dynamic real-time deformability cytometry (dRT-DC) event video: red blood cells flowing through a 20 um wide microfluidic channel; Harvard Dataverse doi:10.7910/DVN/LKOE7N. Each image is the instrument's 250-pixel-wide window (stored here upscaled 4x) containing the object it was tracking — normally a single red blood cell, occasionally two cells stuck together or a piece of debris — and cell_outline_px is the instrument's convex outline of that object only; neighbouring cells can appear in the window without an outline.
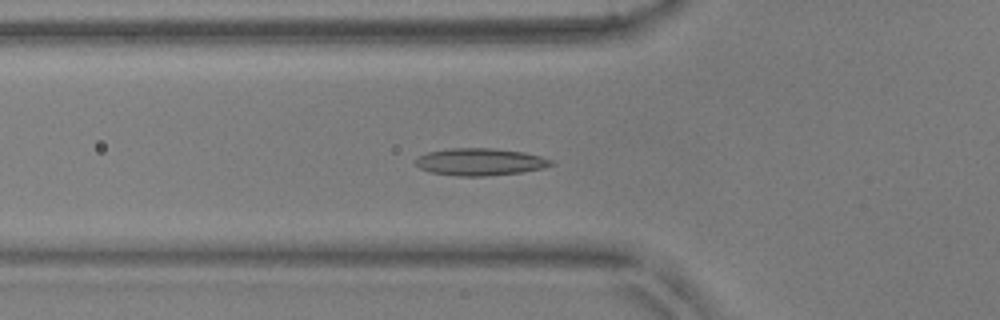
{"species": "common noctule bat (a hibernating species)", "species_latin": "Nyctalus noctula", "temperature_condition": "warm", "stored_images_in_passage": 53, "camera_frame_rate_fps": 3000, "um_per_image_px": 0.085, "animal": {"sex": "male", "body_mass_g": 17.9, "forearm_length_mm": 54.2}, "frame": {"image": 1, "passage_image": 19, "time_ms": 6.0, "image_size_px": [1000, 320], "cell_outline_px": [[556, 164], [544, 168], [520, 172], [484, 176], [456, 176], [432, 172], [420, 168], [412, 160], [416, 156], [428, 152], [452, 148], [492, 148], [524, 152], [540, 156], [552, 160]], "centroid_in_image_um": [40.79, 13.75], "position_along_channel_um": 85.0, "area_um2": 21.56}}
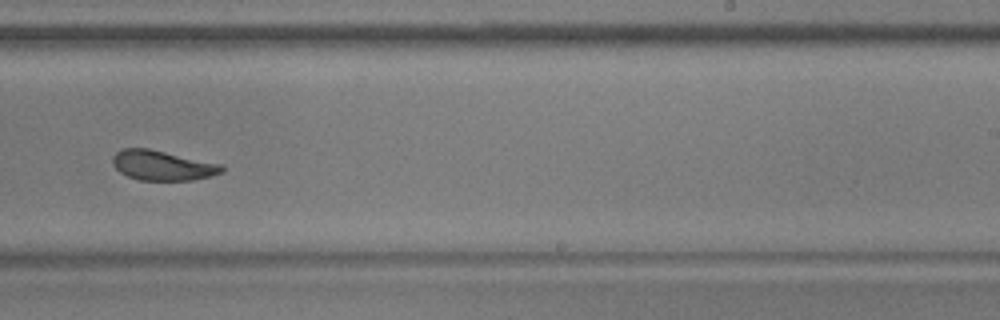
{"frame": {"image": 2, "passage_image": 34, "time_ms": 11.0, "image_size_px": [1000, 320], "cell_outline_px": [[224, 172], [212, 176], [192, 180], [140, 180], [128, 176], [120, 172], [112, 164], [112, 156], [116, 152], [124, 148], [148, 148], [224, 164]], "centroid_in_image_um": [13.84, 14.06], "position_along_channel_um": 275.2, "area_um2": 19.19}}
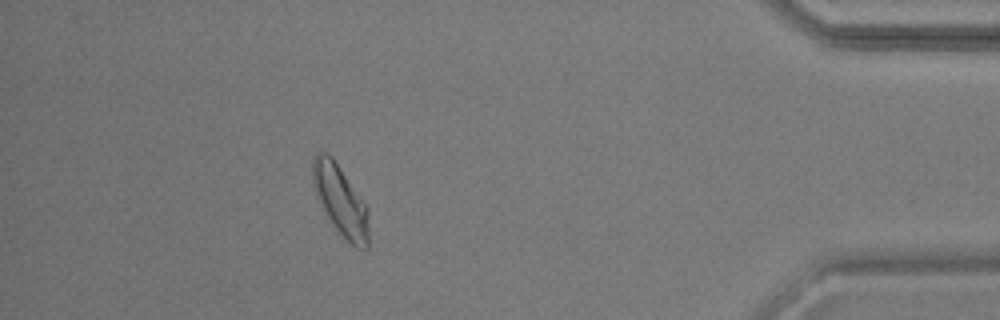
{"frame": {"image": 3, "passage_image": 48, "time_ms": 15.667, "image_size_px": [1000, 320], "cell_outline_px": [[368, 248], [364, 252], [348, 244], [328, 220], [316, 196], [312, 184], [312, 156], [316, 152], [328, 152], [332, 156], [368, 208]], "centroid_in_image_um": [28.92, 17.08], "position_along_channel_um": 406.3, "area_um2": 23.52}, "authors_computed_cell_mechanics": {"area_um2": 20.808, "velocity_mm_per_s": 3.7972, "shape_relaxation_time_tau1_ms": 4.9614, "shape_relaxation_time_tau2_ms": 1.4561, "deformation_change_tau1": 0.1343, "deformation_change_tau2": 0.0709}}